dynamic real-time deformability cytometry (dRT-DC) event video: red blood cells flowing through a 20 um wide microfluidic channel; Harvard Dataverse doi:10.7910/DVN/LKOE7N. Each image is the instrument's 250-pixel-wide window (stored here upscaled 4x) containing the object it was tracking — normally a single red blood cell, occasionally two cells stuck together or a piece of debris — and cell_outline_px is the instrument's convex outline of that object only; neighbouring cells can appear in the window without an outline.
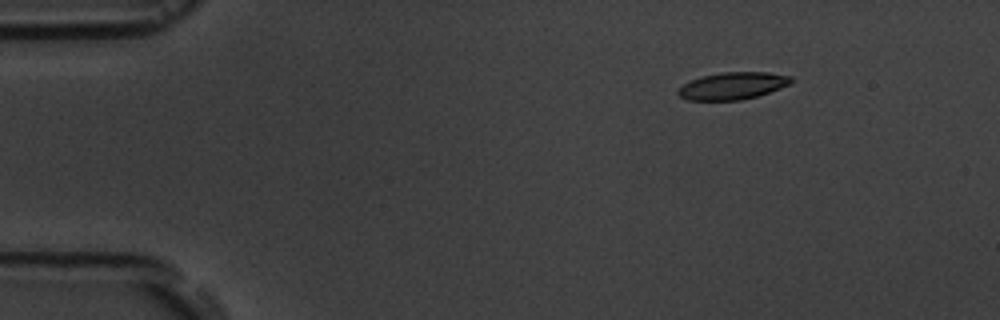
{"species": "common noctule bat (a hibernating species)", "species_latin": "Nyctalus noctula", "temperature_condition": "room temperature", "stored_images_in_passage": 4, "camera_frame_rate_fps": 3000, "um_per_image_px": 0.085, "animal": {"sex": "male", "body_mass_g": 19.5, "forearm_length_mm": 54.6}, "frame": {"image": 1, "passage_image": 1, "time_ms": 0.0, "image_size_px": [1000, 320], "cell_outline_px": [[792, 84], [756, 96], [740, 100], [688, 100], [680, 96], [676, 92], [684, 84], [692, 80], [704, 76], [724, 72], [768, 72], [792, 76]], "centroid_in_image_um": [62.31, 7.29], "position_along_channel_um": 22.7, "area_um2": 17.69}}
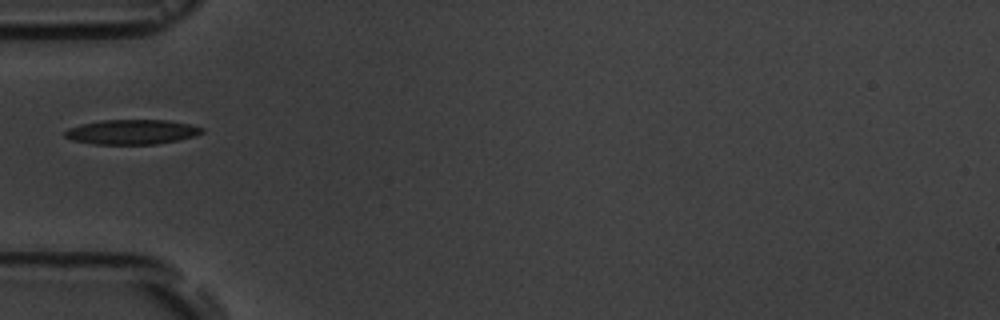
{"frame": {"image": 2, "passage_image": 4, "time_ms": 3.667, "image_size_px": [1000, 320], "cell_outline_px": [[204, 132], [196, 136], [156, 144], [92, 144], [72, 140], [64, 136], [64, 132], [68, 128], [80, 124], [100, 120], [168, 120], [188, 124], [204, 128]], "centroid_in_image_um": [11.18, 11.21], "position_along_channel_um": 73.8, "area_um2": 19.83}}